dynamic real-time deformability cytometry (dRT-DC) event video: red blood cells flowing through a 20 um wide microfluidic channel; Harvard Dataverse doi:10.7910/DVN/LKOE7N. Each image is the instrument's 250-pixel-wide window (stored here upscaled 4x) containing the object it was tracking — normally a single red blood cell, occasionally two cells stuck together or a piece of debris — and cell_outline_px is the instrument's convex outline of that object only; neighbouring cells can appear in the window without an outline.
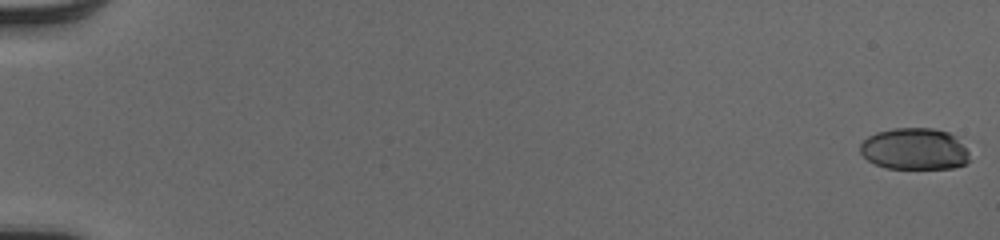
{"species": "human", "species_latin": "Homo sapiens", "temperature_condition": "cold", "stored_images_in_passage": 53, "camera_frame_rate_fps": 3000, "um_per_image_px": 0.085, "donor": {"sex": "male"}, "frame": {"image": 1, "passage_image": 1, "time_ms": 0.0, "image_size_px": [1000, 240], "cell_outline_px": [[968, 160], [964, 164], [952, 168], [888, 168], [876, 164], [868, 160], [860, 152], [860, 144], [868, 136], [876, 132], [896, 128], [932, 128], [948, 132], [956, 136], [968, 152]], "centroid_in_image_um": [77.72, 12.65], "position_along_channel_um": 7.3, "area_um2": 26.36}}
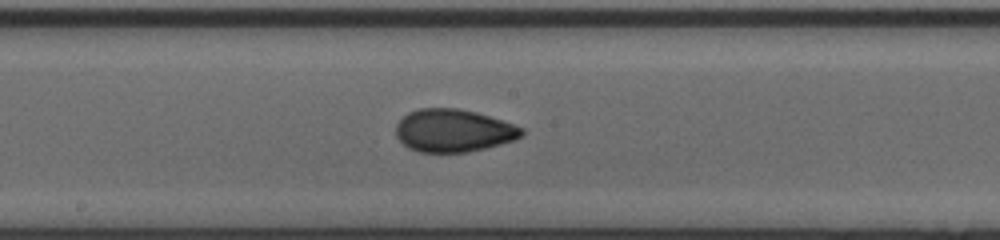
{"frame": {"image": 2, "passage_image": 31, "time_ms": 10.0, "image_size_px": [1000, 240], "cell_outline_px": [[524, 132], [520, 136], [512, 140], [500, 144], [468, 152], [420, 152], [408, 148], [396, 136], [396, 124], [408, 112], [416, 108], [456, 108], [476, 112], [524, 128]], "centroid_in_image_um": [38.5, 11.09], "position_along_channel_um": 209.7, "area_um2": 31.1}}
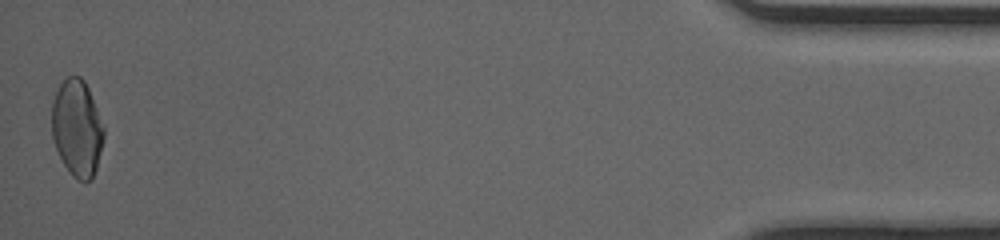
{"frame": {"image": 3, "passage_image": 53, "time_ms": 17.333, "image_size_px": [1000, 240], "cell_outline_px": [[104, 136], [96, 168], [92, 180], [76, 180], [72, 176], [64, 164], [56, 148], [52, 136], [52, 100], [60, 84], [68, 76], [80, 76], [84, 80], [88, 88], [104, 128]], "centroid_in_image_um": [6.54, 10.89], "position_along_channel_um": 428.7, "area_um2": 29.02}, "authors_computed_cell_mechanics": {"area_um2": 29.6514, "velocity_mm_per_s": 4.0848, "shape_relaxation_time_tau1_ms": 6.1286, "shape_relaxation_time_tau2_ms": 0.882, "deformation_change_tau1": 0.1838, "deformation_change_tau2": 0.0438}}